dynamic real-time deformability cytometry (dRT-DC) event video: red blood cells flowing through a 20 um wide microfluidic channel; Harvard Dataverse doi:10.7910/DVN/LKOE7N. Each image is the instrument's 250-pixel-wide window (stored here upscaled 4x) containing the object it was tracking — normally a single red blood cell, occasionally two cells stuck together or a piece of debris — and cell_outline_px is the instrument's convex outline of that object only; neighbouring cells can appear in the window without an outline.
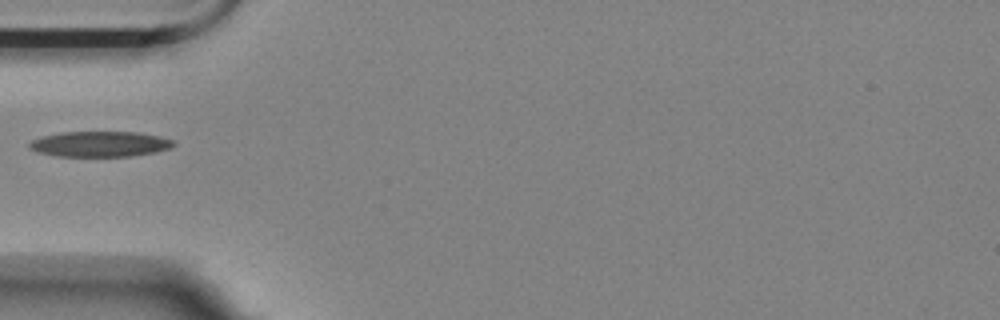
{"species": "Egyptian fruit bat (a non-hibernating species)", "species_latin": "Rousettus aegyptiacus", "temperature_condition": "room temperature", "stored_images_in_passage": 39, "camera_frame_rate_fps": 3000, "um_per_image_px": 0.085, "animal": {"sex": "female"}, "frame": {"image": 1, "passage_image": 1, "time_ms": 0.0, "image_size_px": [1000, 320], "cell_outline_px": [[176, 144], [168, 148], [156, 152], [132, 156], [56, 156], [36, 152], [28, 148], [28, 144], [32, 140], [40, 136], [60, 132], [136, 132], [176, 140]], "centroid_in_image_um": [8.45, 12.24], "position_along_channel_um": 76.6, "area_um2": 21.5}}
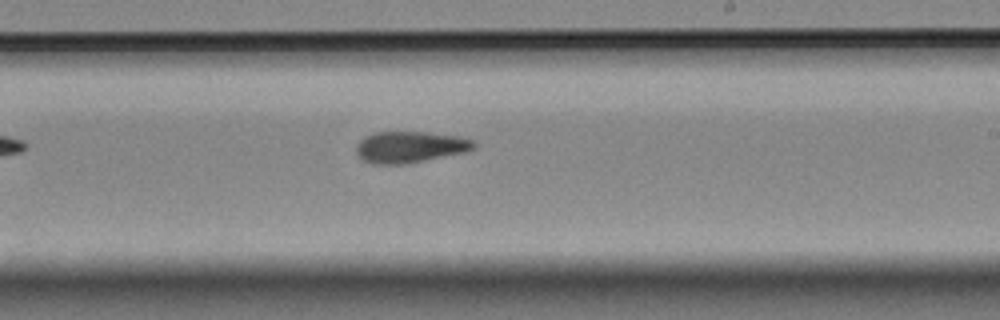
{"frame": {"image": 2, "passage_image": 16, "time_ms": 5.0, "image_size_px": [1000, 320], "cell_outline_px": [[476, 148], [464, 152], [404, 164], [372, 164], [364, 160], [356, 152], [356, 144], [364, 136], [372, 132], [428, 132], [460, 136], [472, 140], [476, 144]], "centroid_in_image_um": [34.83, 12.48], "position_along_channel_um": 254.2, "area_um2": 21.5}}
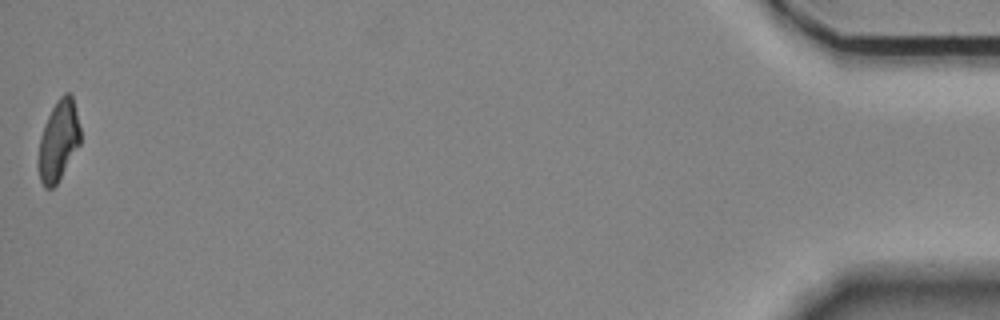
{"frame": {"image": 3, "passage_image": 39, "time_ms": 12.667, "image_size_px": [1000, 320], "cell_outline_px": [[80, 144], [56, 184], [52, 188], [44, 188], [40, 180], [36, 164], [40, 136], [44, 124], [56, 100], [64, 92], [68, 92], [72, 96], [80, 128]], "centroid_in_image_um": [4.93, 11.97], "position_along_channel_um": 430.3, "area_um2": 19.77}}